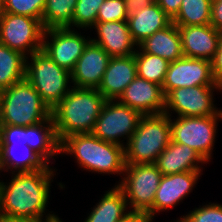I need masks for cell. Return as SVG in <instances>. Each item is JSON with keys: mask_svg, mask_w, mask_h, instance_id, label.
<instances>
[{"mask_svg": "<svg viewBox=\"0 0 222 222\" xmlns=\"http://www.w3.org/2000/svg\"><path fill=\"white\" fill-rule=\"evenodd\" d=\"M49 165L35 172L13 173L8 184L0 181V221L54 222L55 214H47L52 177ZM44 213V214H43ZM45 220V221H43Z\"/></svg>", "mask_w": 222, "mask_h": 222, "instance_id": "cell-1", "label": "cell"}, {"mask_svg": "<svg viewBox=\"0 0 222 222\" xmlns=\"http://www.w3.org/2000/svg\"><path fill=\"white\" fill-rule=\"evenodd\" d=\"M106 101L97 89L71 88L51 110L59 141L72 134L92 133Z\"/></svg>", "mask_w": 222, "mask_h": 222, "instance_id": "cell-2", "label": "cell"}, {"mask_svg": "<svg viewBox=\"0 0 222 222\" xmlns=\"http://www.w3.org/2000/svg\"><path fill=\"white\" fill-rule=\"evenodd\" d=\"M60 153L75 156L80 167L99 174H123L125 171V147L105 142L92 133H78L65 137Z\"/></svg>", "mask_w": 222, "mask_h": 222, "instance_id": "cell-3", "label": "cell"}, {"mask_svg": "<svg viewBox=\"0 0 222 222\" xmlns=\"http://www.w3.org/2000/svg\"><path fill=\"white\" fill-rule=\"evenodd\" d=\"M1 125L32 126L51 117V109L25 79L0 91Z\"/></svg>", "mask_w": 222, "mask_h": 222, "instance_id": "cell-4", "label": "cell"}, {"mask_svg": "<svg viewBox=\"0 0 222 222\" xmlns=\"http://www.w3.org/2000/svg\"><path fill=\"white\" fill-rule=\"evenodd\" d=\"M171 141L170 117L146 115L125 145L126 164H154Z\"/></svg>", "mask_w": 222, "mask_h": 222, "instance_id": "cell-5", "label": "cell"}, {"mask_svg": "<svg viewBox=\"0 0 222 222\" xmlns=\"http://www.w3.org/2000/svg\"><path fill=\"white\" fill-rule=\"evenodd\" d=\"M29 57L31 62L28 61ZM26 58V80L39 93L52 110L71 90V73L59 67L44 51L34 52Z\"/></svg>", "mask_w": 222, "mask_h": 222, "instance_id": "cell-6", "label": "cell"}, {"mask_svg": "<svg viewBox=\"0 0 222 222\" xmlns=\"http://www.w3.org/2000/svg\"><path fill=\"white\" fill-rule=\"evenodd\" d=\"M123 175L117 186L132 206L130 211L145 212L153 219V202L162 177L160 170L155 164H126Z\"/></svg>", "mask_w": 222, "mask_h": 222, "instance_id": "cell-7", "label": "cell"}, {"mask_svg": "<svg viewBox=\"0 0 222 222\" xmlns=\"http://www.w3.org/2000/svg\"><path fill=\"white\" fill-rule=\"evenodd\" d=\"M221 119L222 115L177 117L174 121L170 118L171 141L194 149L207 164L216 139L217 121Z\"/></svg>", "mask_w": 222, "mask_h": 222, "instance_id": "cell-8", "label": "cell"}, {"mask_svg": "<svg viewBox=\"0 0 222 222\" xmlns=\"http://www.w3.org/2000/svg\"><path fill=\"white\" fill-rule=\"evenodd\" d=\"M44 27L38 19L5 13L0 19V43L28 57L42 50Z\"/></svg>", "mask_w": 222, "mask_h": 222, "instance_id": "cell-9", "label": "cell"}, {"mask_svg": "<svg viewBox=\"0 0 222 222\" xmlns=\"http://www.w3.org/2000/svg\"><path fill=\"white\" fill-rule=\"evenodd\" d=\"M141 117L138 111L118 100H107L96 120L92 134L105 142L125 147L120 137L126 135L128 142L136 131Z\"/></svg>", "mask_w": 222, "mask_h": 222, "instance_id": "cell-10", "label": "cell"}, {"mask_svg": "<svg viewBox=\"0 0 222 222\" xmlns=\"http://www.w3.org/2000/svg\"><path fill=\"white\" fill-rule=\"evenodd\" d=\"M214 89L220 91V86L176 88L165 96L164 114L171 117L169 112L175 111L178 117L222 115L213 103Z\"/></svg>", "mask_w": 222, "mask_h": 222, "instance_id": "cell-11", "label": "cell"}, {"mask_svg": "<svg viewBox=\"0 0 222 222\" xmlns=\"http://www.w3.org/2000/svg\"><path fill=\"white\" fill-rule=\"evenodd\" d=\"M72 29L69 27L46 29L42 43V51L59 67L70 73L75 68L77 60L83 54L85 47L91 41L90 38L85 39V36L83 37L74 31V28Z\"/></svg>", "mask_w": 222, "mask_h": 222, "instance_id": "cell-12", "label": "cell"}, {"mask_svg": "<svg viewBox=\"0 0 222 222\" xmlns=\"http://www.w3.org/2000/svg\"><path fill=\"white\" fill-rule=\"evenodd\" d=\"M196 86H219L213 76L211 61L182 57L169 63L162 84L165 96L176 88Z\"/></svg>", "mask_w": 222, "mask_h": 222, "instance_id": "cell-13", "label": "cell"}, {"mask_svg": "<svg viewBox=\"0 0 222 222\" xmlns=\"http://www.w3.org/2000/svg\"><path fill=\"white\" fill-rule=\"evenodd\" d=\"M138 111L142 116L159 115L165 111V95L162 86L136 77L117 99Z\"/></svg>", "mask_w": 222, "mask_h": 222, "instance_id": "cell-14", "label": "cell"}, {"mask_svg": "<svg viewBox=\"0 0 222 222\" xmlns=\"http://www.w3.org/2000/svg\"><path fill=\"white\" fill-rule=\"evenodd\" d=\"M110 57L101 46L90 41L71 72V82L74 83L71 87L97 89Z\"/></svg>", "mask_w": 222, "mask_h": 222, "instance_id": "cell-15", "label": "cell"}, {"mask_svg": "<svg viewBox=\"0 0 222 222\" xmlns=\"http://www.w3.org/2000/svg\"><path fill=\"white\" fill-rule=\"evenodd\" d=\"M201 171H188L162 175L153 202V218L156 212L173 208L193 189Z\"/></svg>", "mask_w": 222, "mask_h": 222, "instance_id": "cell-16", "label": "cell"}, {"mask_svg": "<svg viewBox=\"0 0 222 222\" xmlns=\"http://www.w3.org/2000/svg\"><path fill=\"white\" fill-rule=\"evenodd\" d=\"M184 57L212 61L219 45V33L210 24L178 27Z\"/></svg>", "mask_w": 222, "mask_h": 222, "instance_id": "cell-17", "label": "cell"}, {"mask_svg": "<svg viewBox=\"0 0 222 222\" xmlns=\"http://www.w3.org/2000/svg\"><path fill=\"white\" fill-rule=\"evenodd\" d=\"M136 77L135 55L110 57L97 90L106 100H117Z\"/></svg>", "mask_w": 222, "mask_h": 222, "instance_id": "cell-18", "label": "cell"}, {"mask_svg": "<svg viewBox=\"0 0 222 222\" xmlns=\"http://www.w3.org/2000/svg\"><path fill=\"white\" fill-rule=\"evenodd\" d=\"M97 30L98 39L91 41L101 46L111 57L130 56L138 46L132 39L127 21L96 22L92 27Z\"/></svg>", "mask_w": 222, "mask_h": 222, "instance_id": "cell-19", "label": "cell"}, {"mask_svg": "<svg viewBox=\"0 0 222 222\" xmlns=\"http://www.w3.org/2000/svg\"><path fill=\"white\" fill-rule=\"evenodd\" d=\"M205 162L194 149L170 141L154 164L162 175H170L188 171H201V166L198 164Z\"/></svg>", "mask_w": 222, "mask_h": 222, "instance_id": "cell-20", "label": "cell"}, {"mask_svg": "<svg viewBox=\"0 0 222 222\" xmlns=\"http://www.w3.org/2000/svg\"><path fill=\"white\" fill-rule=\"evenodd\" d=\"M171 22L172 19L159 7L156 1L127 18L131 37L137 45L156 31L167 27Z\"/></svg>", "mask_w": 222, "mask_h": 222, "instance_id": "cell-21", "label": "cell"}, {"mask_svg": "<svg viewBox=\"0 0 222 222\" xmlns=\"http://www.w3.org/2000/svg\"><path fill=\"white\" fill-rule=\"evenodd\" d=\"M137 48L145 53L160 56L168 62L184 57L179 29L173 22L146 38Z\"/></svg>", "mask_w": 222, "mask_h": 222, "instance_id": "cell-22", "label": "cell"}, {"mask_svg": "<svg viewBox=\"0 0 222 222\" xmlns=\"http://www.w3.org/2000/svg\"><path fill=\"white\" fill-rule=\"evenodd\" d=\"M18 146L20 149L24 146L21 150L24 152H20V154L17 152L16 154L14 150H17ZM47 166L48 164L28 145L1 144L0 171H9L11 168L12 174L15 172H35L45 169Z\"/></svg>", "mask_w": 222, "mask_h": 222, "instance_id": "cell-23", "label": "cell"}, {"mask_svg": "<svg viewBox=\"0 0 222 222\" xmlns=\"http://www.w3.org/2000/svg\"><path fill=\"white\" fill-rule=\"evenodd\" d=\"M60 144L52 116L39 124L27 126V145L47 164L50 157L60 153Z\"/></svg>", "mask_w": 222, "mask_h": 222, "instance_id": "cell-24", "label": "cell"}, {"mask_svg": "<svg viewBox=\"0 0 222 222\" xmlns=\"http://www.w3.org/2000/svg\"><path fill=\"white\" fill-rule=\"evenodd\" d=\"M127 207L123 191L115 185L104 194L84 222H119L129 212Z\"/></svg>", "mask_w": 222, "mask_h": 222, "instance_id": "cell-25", "label": "cell"}, {"mask_svg": "<svg viewBox=\"0 0 222 222\" xmlns=\"http://www.w3.org/2000/svg\"><path fill=\"white\" fill-rule=\"evenodd\" d=\"M26 58L23 53L0 43V91L25 79Z\"/></svg>", "mask_w": 222, "mask_h": 222, "instance_id": "cell-26", "label": "cell"}, {"mask_svg": "<svg viewBox=\"0 0 222 222\" xmlns=\"http://www.w3.org/2000/svg\"><path fill=\"white\" fill-rule=\"evenodd\" d=\"M77 0H46L42 14L44 29L72 28Z\"/></svg>", "mask_w": 222, "mask_h": 222, "instance_id": "cell-27", "label": "cell"}, {"mask_svg": "<svg viewBox=\"0 0 222 222\" xmlns=\"http://www.w3.org/2000/svg\"><path fill=\"white\" fill-rule=\"evenodd\" d=\"M211 5L212 0H182L172 22L177 27L210 24Z\"/></svg>", "mask_w": 222, "mask_h": 222, "instance_id": "cell-28", "label": "cell"}, {"mask_svg": "<svg viewBox=\"0 0 222 222\" xmlns=\"http://www.w3.org/2000/svg\"><path fill=\"white\" fill-rule=\"evenodd\" d=\"M134 55L137 76L162 86L170 62L160 56L145 53L140 48Z\"/></svg>", "mask_w": 222, "mask_h": 222, "instance_id": "cell-29", "label": "cell"}, {"mask_svg": "<svg viewBox=\"0 0 222 222\" xmlns=\"http://www.w3.org/2000/svg\"><path fill=\"white\" fill-rule=\"evenodd\" d=\"M105 0H77L73 15V26L77 28L93 27L100 5Z\"/></svg>", "mask_w": 222, "mask_h": 222, "instance_id": "cell-30", "label": "cell"}, {"mask_svg": "<svg viewBox=\"0 0 222 222\" xmlns=\"http://www.w3.org/2000/svg\"><path fill=\"white\" fill-rule=\"evenodd\" d=\"M6 13L25 15L42 22L46 0H4Z\"/></svg>", "mask_w": 222, "mask_h": 222, "instance_id": "cell-31", "label": "cell"}, {"mask_svg": "<svg viewBox=\"0 0 222 222\" xmlns=\"http://www.w3.org/2000/svg\"><path fill=\"white\" fill-rule=\"evenodd\" d=\"M176 222H222V205L210 202L181 216Z\"/></svg>", "mask_w": 222, "mask_h": 222, "instance_id": "cell-32", "label": "cell"}, {"mask_svg": "<svg viewBox=\"0 0 222 222\" xmlns=\"http://www.w3.org/2000/svg\"><path fill=\"white\" fill-rule=\"evenodd\" d=\"M125 0H105L99 8L96 22L127 21Z\"/></svg>", "mask_w": 222, "mask_h": 222, "instance_id": "cell-33", "label": "cell"}, {"mask_svg": "<svg viewBox=\"0 0 222 222\" xmlns=\"http://www.w3.org/2000/svg\"><path fill=\"white\" fill-rule=\"evenodd\" d=\"M1 144L27 145V126L1 125Z\"/></svg>", "mask_w": 222, "mask_h": 222, "instance_id": "cell-34", "label": "cell"}, {"mask_svg": "<svg viewBox=\"0 0 222 222\" xmlns=\"http://www.w3.org/2000/svg\"><path fill=\"white\" fill-rule=\"evenodd\" d=\"M211 62L214 79L220 85L222 84V31L219 33L218 50Z\"/></svg>", "mask_w": 222, "mask_h": 222, "instance_id": "cell-35", "label": "cell"}, {"mask_svg": "<svg viewBox=\"0 0 222 222\" xmlns=\"http://www.w3.org/2000/svg\"><path fill=\"white\" fill-rule=\"evenodd\" d=\"M210 25L222 31V0H212Z\"/></svg>", "mask_w": 222, "mask_h": 222, "instance_id": "cell-36", "label": "cell"}, {"mask_svg": "<svg viewBox=\"0 0 222 222\" xmlns=\"http://www.w3.org/2000/svg\"><path fill=\"white\" fill-rule=\"evenodd\" d=\"M159 7L173 19L180 10L182 0H155Z\"/></svg>", "mask_w": 222, "mask_h": 222, "instance_id": "cell-37", "label": "cell"}, {"mask_svg": "<svg viewBox=\"0 0 222 222\" xmlns=\"http://www.w3.org/2000/svg\"><path fill=\"white\" fill-rule=\"evenodd\" d=\"M155 0H125L126 12L128 16L134 15L140 9L152 5Z\"/></svg>", "mask_w": 222, "mask_h": 222, "instance_id": "cell-38", "label": "cell"}, {"mask_svg": "<svg viewBox=\"0 0 222 222\" xmlns=\"http://www.w3.org/2000/svg\"><path fill=\"white\" fill-rule=\"evenodd\" d=\"M119 222H153L145 212L129 211Z\"/></svg>", "mask_w": 222, "mask_h": 222, "instance_id": "cell-39", "label": "cell"}, {"mask_svg": "<svg viewBox=\"0 0 222 222\" xmlns=\"http://www.w3.org/2000/svg\"><path fill=\"white\" fill-rule=\"evenodd\" d=\"M6 13L5 11V2L4 0H0V19Z\"/></svg>", "mask_w": 222, "mask_h": 222, "instance_id": "cell-40", "label": "cell"}, {"mask_svg": "<svg viewBox=\"0 0 222 222\" xmlns=\"http://www.w3.org/2000/svg\"><path fill=\"white\" fill-rule=\"evenodd\" d=\"M0 126H1V101H0Z\"/></svg>", "mask_w": 222, "mask_h": 222, "instance_id": "cell-41", "label": "cell"}, {"mask_svg": "<svg viewBox=\"0 0 222 222\" xmlns=\"http://www.w3.org/2000/svg\"><path fill=\"white\" fill-rule=\"evenodd\" d=\"M0 157H1V134H0Z\"/></svg>", "mask_w": 222, "mask_h": 222, "instance_id": "cell-42", "label": "cell"}, {"mask_svg": "<svg viewBox=\"0 0 222 222\" xmlns=\"http://www.w3.org/2000/svg\"><path fill=\"white\" fill-rule=\"evenodd\" d=\"M0 222H21V221H0Z\"/></svg>", "mask_w": 222, "mask_h": 222, "instance_id": "cell-43", "label": "cell"}, {"mask_svg": "<svg viewBox=\"0 0 222 222\" xmlns=\"http://www.w3.org/2000/svg\"><path fill=\"white\" fill-rule=\"evenodd\" d=\"M219 86H220V92H222V91H221V90H222V84H220Z\"/></svg>", "mask_w": 222, "mask_h": 222, "instance_id": "cell-44", "label": "cell"}]
</instances>
